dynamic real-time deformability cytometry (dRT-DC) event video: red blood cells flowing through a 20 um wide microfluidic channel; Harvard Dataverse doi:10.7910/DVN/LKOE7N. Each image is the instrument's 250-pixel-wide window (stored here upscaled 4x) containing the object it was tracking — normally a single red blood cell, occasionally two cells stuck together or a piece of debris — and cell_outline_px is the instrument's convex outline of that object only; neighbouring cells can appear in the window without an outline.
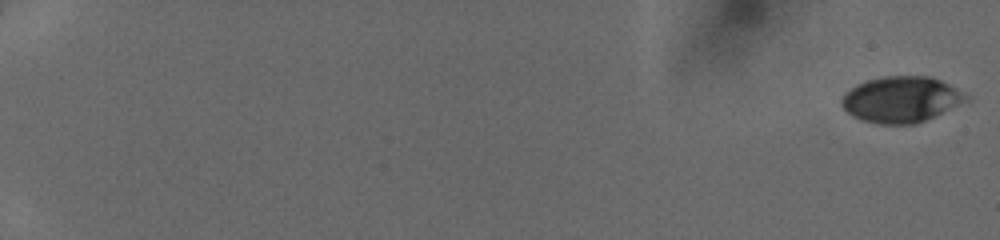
{"species": "human", "species_latin": "Homo sapiens", "temperature_condition": "cold", "stored_images_in_passage": 51, "camera_frame_rate_fps": 3000, "um_per_image_px": 0.085, "donor": {"sex": "female"}, "frame": {"image": 1, "passage_image": 1, "time_ms": 0.0, "image_size_px": [1000, 240], "cell_outline_px": [[968, 100], [924, 120], [912, 124], [880, 124], [864, 120], [852, 116], [844, 108], [840, 100], [844, 92], [856, 84], [868, 80], [884, 76], [928, 76], [940, 80], [956, 88], [968, 96]], "centroid_in_image_um": [76.55, 8.44], "position_along_channel_um": 8.5, "area_um2": 32.89}}
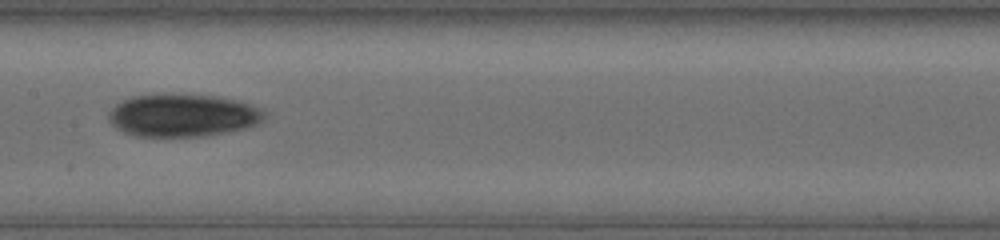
{"frame": {"image": 2, "passage_image": 30, "time_ms": 9.667, "image_size_px": [1000, 240], "cell_outline_px": [[268, 116], [260, 124], [244, 128], [204, 136], [136, 136], [124, 132], [116, 128], [108, 120], [108, 112], [120, 100], [132, 96], [172, 92], [212, 96], [240, 100], [252, 104], [268, 112]], "centroid_in_image_um": [15.55, 9.77], "position_along_channel_um": 191.8, "area_um2": 39.59}}
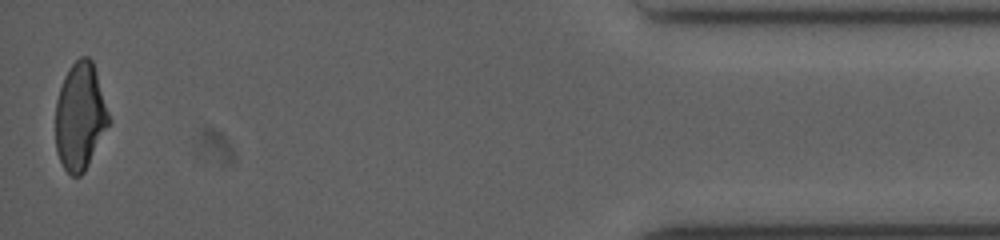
{"frame": {"image": 3, "passage_image": 51, "time_ms": 16.667, "image_size_px": [1000, 240], "cell_outline_px": [[112, 120], [84, 172], [80, 176], [72, 176], [64, 168], [56, 152], [56, 100], [64, 76], [68, 68], [80, 56], [88, 56], [92, 60]], "centroid_in_image_um": [6.82, 9.89], "position_along_channel_um": 428.4, "area_um2": 33.47}}